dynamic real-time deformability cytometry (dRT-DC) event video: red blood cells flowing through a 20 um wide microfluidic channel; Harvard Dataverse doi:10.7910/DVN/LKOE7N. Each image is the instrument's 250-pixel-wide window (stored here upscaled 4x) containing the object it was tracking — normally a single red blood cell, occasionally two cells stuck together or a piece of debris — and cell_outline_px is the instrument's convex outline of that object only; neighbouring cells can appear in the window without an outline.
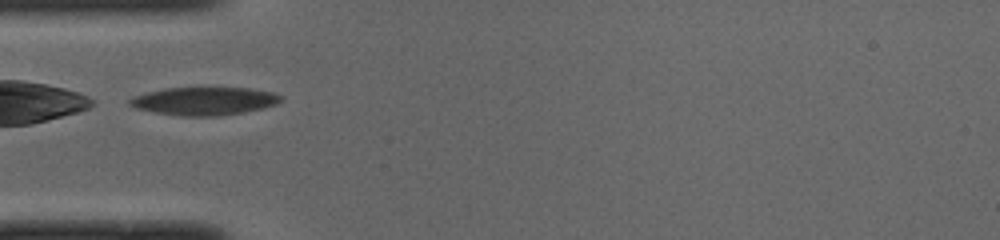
{"species": "common noctule bat (a hibernating species)", "species_latin": "Nyctalus noctula", "temperature_condition": "cold", "stored_images_in_passage": 29, "camera_frame_rate_fps": 3000, "um_per_image_px": 0.085, "animal": {"sex": "male", "body_mass_g": 19.0, "forearm_length_mm": 50.8}, "frame": {"image": 1, "passage_image": 1, "time_ms": 0.0, "image_size_px": [1000, 240], "cell_outline_px": [[284, 96], [276, 104], [264, 108], [244, 112], [220, 116], [180, 116], [156, 112], [136, 108], [128, 104], [128, 100], [136, 96], [148, 92], [164, 88], [248, 88], [272, 92]], "centroid_in_image_um": [17.38, 8.59], "position_along_channel_um": 67.6, "area_um2": 24.57}}
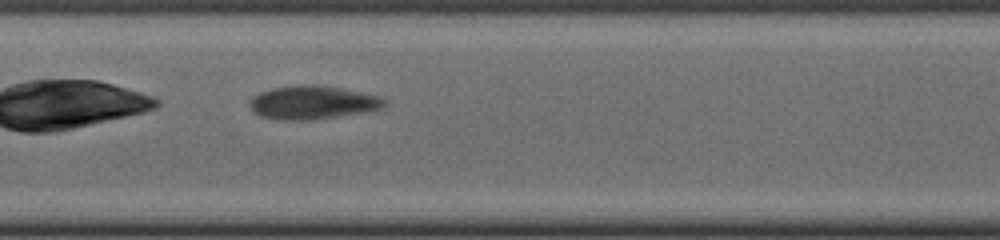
{"frame": {"image": 2, "passage_image": 10, "time_ms": 3.0, "image_size_px": [1000, 240], "cell_outline_px": [[388, 104], [380, 108], [364, 112], [312, 120], [280, 120], [260, 116], [248, 104], [248, 100], [252, 96], [260, 92], [272, 88], [296, 84], [316, 84], [340, 88], [380, 96], [388, 100]], "centroid_in_image_um": [26.56, 8.7], "position_along_channel_um": 180.8, "area_um2": 26.47}}
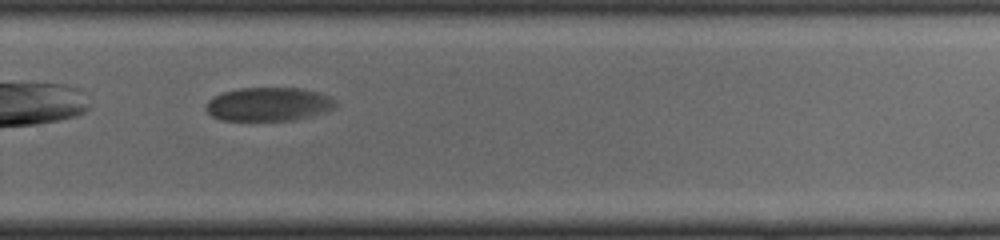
{"frame": {"image": 3, "passage_image": 20, "time_ms": 6.333, "image_size_px": [1000, 240], "cell_outline_px": [[336, 108], [328, 112], [312, 116], [292, 120], [220, 120], [212, 116], [208, 112], [208, 100], [212, 96], [224, 92], [240, 88], [304, 88], [320, 92], [336, 100]], "centroid_in_image_um": [22.9, 8.85], "position_along_channel_um": 306.9, "area_um2": 25.55}}